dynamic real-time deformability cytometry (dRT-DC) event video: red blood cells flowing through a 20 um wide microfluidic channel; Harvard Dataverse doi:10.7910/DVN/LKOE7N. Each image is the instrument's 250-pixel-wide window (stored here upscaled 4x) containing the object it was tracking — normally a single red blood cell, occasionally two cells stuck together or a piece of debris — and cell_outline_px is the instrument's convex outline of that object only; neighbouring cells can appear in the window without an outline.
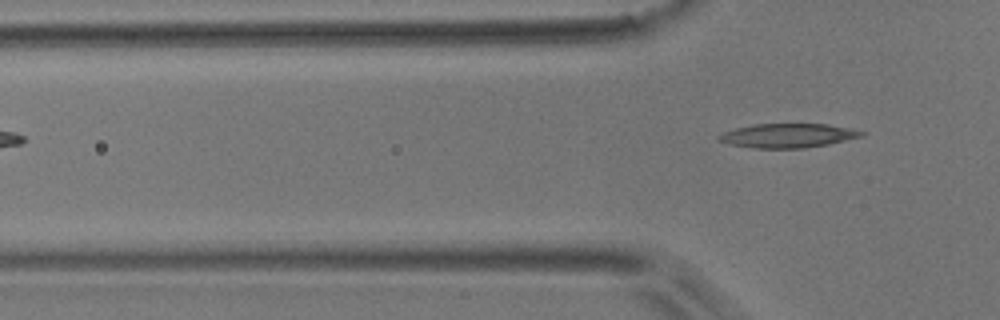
{"species": "common noctule bat (a hibernating species)", "species_latin": "Nyctalus noctula", "temperature_condition": "room temperature", "stored_images_in_passage": 4, "camera_frame_rate_fps": 3000, "um_per_image_px": 0.085, "animal": {"sex": "male", "body_mass_g": 17.9}, "frame": {"image": 1, "passage_image": 4, "time_ms": 3.667, "image_size_px": [1000, 320], "cell_outline_px": [[864, 136], [828, 144], [804, 148], [756, 148], [728, 144], [716, 140], [716, 136], [724, 132], [736, 128], [752, 124], [828, 124], [848, 128], [864, 132]], "centroid_in_image_um": [66.92, 11.52], "position_along_channel_um": 58.9, "area_um2": 20.0}}